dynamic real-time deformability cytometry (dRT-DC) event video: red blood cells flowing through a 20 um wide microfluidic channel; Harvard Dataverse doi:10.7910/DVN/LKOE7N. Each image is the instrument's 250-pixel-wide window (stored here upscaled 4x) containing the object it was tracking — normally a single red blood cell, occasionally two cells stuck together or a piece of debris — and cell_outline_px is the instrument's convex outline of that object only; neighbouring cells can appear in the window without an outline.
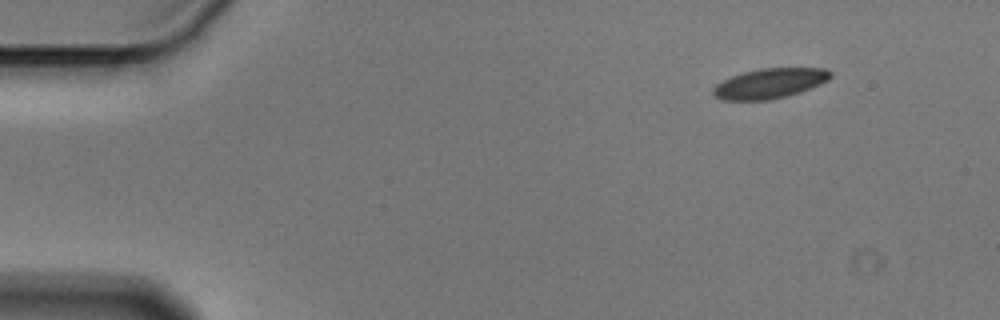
{"species": "Egyptian fruit bat (a non-hibernating species)", "species_latin": "Rousettus aegyptiacus", "temperature_condition": "cold", "stored_images_in_passage": 3, "camera_frame_rate_fps": 3000, "um_per_image_px": 0.085, "animal": {"sex": "male"}, "frame": {"image": 1, "passage_image": 1, "time_ms": 0.0, "image_size_px": [1000, 320], "cell_outline_px": [[832, 76], [828, 80], [820, 84], [800, 92], [768, 100], [720, 100], [712, 92], [712, 88], [716, 84], [732, 76], [744, 72], [760, 68], [828, 68], [832, 72]], "centroid_in_image_um": [65.44, 7.08], "position_along_channel_um": 19.6, "area_um2": 20.46}}